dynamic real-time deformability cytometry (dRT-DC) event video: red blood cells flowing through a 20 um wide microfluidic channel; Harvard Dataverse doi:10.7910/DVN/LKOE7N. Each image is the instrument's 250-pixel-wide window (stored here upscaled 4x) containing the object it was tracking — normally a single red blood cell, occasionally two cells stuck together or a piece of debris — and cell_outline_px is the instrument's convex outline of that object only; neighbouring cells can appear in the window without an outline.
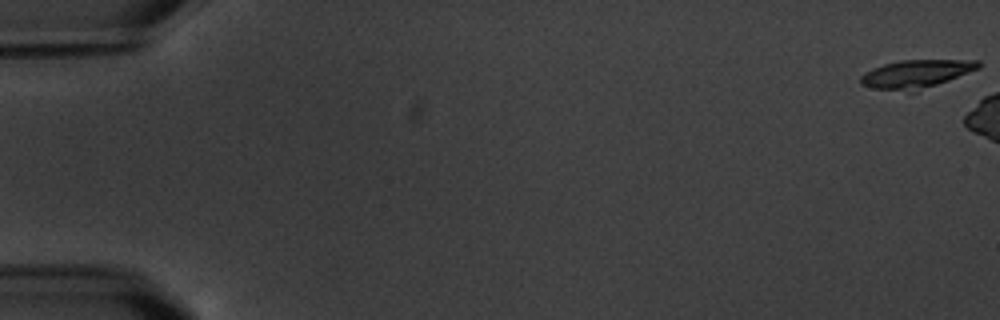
{"species": "common noctule bat (a hibernating species)", "species_latin": "Nyctalus noctula", "temperature_condition": "warm", "stored_images_in_passage": 3, "camera_frame_rate_fps": 3000, "um_per_image_px": 0.085, "animal": {"sex": "male", "body_mass_g": 20.1, "forearm_length_mm": 53.5}, "frame": {"image": 1, "passage_image": 1, "time_ms": 0.0, "image_size_px": [1000, 320], "cell_outline_px": [[980, 68], [916, 92], [908, 92], [872, 88], [860, 84], [860, 76], [864, 72], [872, 68], [884, 64], [900, 60], [980, 60]], "centroid_in_image_um": [77.83, 6.29], "position_along_channel_um": 7.2, "area_um2": 19.42}}